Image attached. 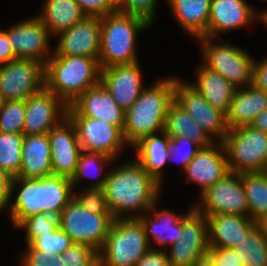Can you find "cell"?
<instances>
[{
  "label": "cell",
  "instance_id": "32",
  "mask_svg": "<svg viewBox=\"0 0 267 266\" xmlns=\"http://www.w3.org/2000/svg\"><path fill=\"white\" fill-rule=\"evenodd\" d=\"M249 205V217L259 222L267 215V171L240 174Z\"/></svg>",
  "mask_w": 267,
  "mask_h": 266
},
{
  "label": "cell",
  "instance_id": "49",
  "mask_svg": "<svg viewBox=\"0 0 267 266\" xmlns=\"http://www.w3.org/2000/svg\"><path fill=\"white\" fill-rule=\"evenodd\" d=\"M16 58L9 43L7 33L3 29L0 30V67Z\"/></svg>",
  "mask_w": 267,
  "mask_h": 266
},
{
  "label": "cell",
  "instance_id": "4",
  "mask_svg": "<svg viewBox=\"0 0 267 266\" xmlns=\"http://www.w3.org/2000/svg\"><path fill=\"white\" fill-rule=\"evenodd\" d=\"M44 78L45 88L69 106L100 83L101 67L95 58L52 54L45 64Z\"/></svg>",
  "mask_w": 267,
  "mask_h": 266
},
{
  "label": "cell",
  "instance_id": "6",
  "mask_svg": "<svg viewBox=\"0 0 267 266\" xmlns=\"http://www.w3.org/2000/svg\"><path fill=\"white\" fill-rule=\"evenodd\" d=\"M150 249L139 219H114L98 252V265L135 266Z\"/></svg>",
  "mask_w": 267,
  "mask_h": 266
},
{
  "label": "cell",
  "instance_id": "42",
  "mask_svg": "<svg viewBox=\"0 0 267 266\" xmlns=\"http://www.w3.org/2000/svg\"><path fill=\"white\" fill-rule=\"evenodd\" d=\"M118 12L137 14L153 24L158 0H116Z\"/></svg>",
  "mask_w": 267,
  "mask_h": 266
},
{
  "label": "cell",
  "instance_id": "35",
  "mask_svg": "<svg viewBox=\"0 0 267 266\" xmlns=\"http://www.w3.org/2000/svg\"><path fill=\"white\" fill-rule=\"evenodd\" d=\"M23 133L0 132V168L17 177L21 169Z\"/></svg>",
  "mask_w": 267,
  "mask_h": 266
},
{
  "label": "cell",
  "instance_id": "27",
  "mask_svg": "<svg viewBox=\"0 0 267 266\" xmlns=\"http://www.w3.org/2000/svg\"><path fill=\"white\" fill-rule=\"evenodd\" d=\"M195 74V82L189 83L212 107L226 114L237 89L223 75L206 68L202 63Z\"/></svg>",
  "mask_w": 267,
  "mask_h": 266
},
{
  "label": "cell",
  "instance_id": "26",
  "mask_svg": "<svg viewBox=\"0 0 267 266\" xmlns=\"http://www.w3.org/2000/svg\"><path fill=\"white\" fill-rule=\"evenodd\" d=\"M267 108V93L253 84L235 91L226 113L229 129L248 126Z\"/></svg>",
  "mask_w": 267,
  "mask_h": 266
},
{
  "label": "cell",
  "instance_id": "3",
  "mask_svg": "<svg viewBox=\"0 0 267 266\" xmlns=\"http://www.w3.org/2000/svg\"><path fill=\"white\" fill-rule=\"evenodd\" d=\"M177 77L160 79L141 92L125 110L123 135L132 147L143 137L164 131L170 104L175 100Z\"/></svg>",
  "mask_w": 267,
  "mask_h": 266
},
{
  "label": "cell",
  "instance_id": "39",
  "mask_svg": "<svg viewBox=\"0 0 267 266\" xmlns=\"http://www.w3.org/2000/svg\"><path fill=\"white\" fill-rule=\"evenodd\" d=\"M98 251L86 244H73L60 255V266H98Z\"/></svg>",
  "mask_w": 267,
  "mask_h": 266
},
{
  "label": "cell",
  "instance_id": "53",
  "mask_svg": "<svg viewBox=\"0 0 267 266\" xmlns=\"http://www.w3.org/2000/svg\"><path fill=\"white\" fill-rule=\"evenodd\" d=\"M258 226L263 230L267 236V215L258 222Z\"/></svg>",
  "mask_w": 267,
  "mask_h": 266
},
{
  "label": "cell",
  "instance_id": "46",
  "mask_svg": "<svg viewBox=\"0 0 267 266\" xmlns=\"http://www.w3.org/2000/svg\"><path fill=\"white\" fill-rule=\"evenodd\" d=\"M13 176H11L7 171L0 168V212L4 211L6 208H10L12 196H11V186H12Z\"/></svg>",
  "mask_w": 267,
  "mask_h": 266
},
{
  "label": "cell",
  "instance_id": "2",
  "mask_svg": "<svg viewBox=\"0 0 267 266\" xmlns=\"http://www.w3.org/2000/svg\"><path fill=\"white\" fill-rule=\"evenodd\" d=\"M15 188L18 192L8 210L15 228L25 218L39 213H49L58 217L73 200L75 191L71 179L56 175L40 179L13 177L11 196Z\"/></svg>",
  "mask_w": 267,
  "mask_h": 266
},
{
  "label": "cell",
  "instance_id": "13",
  "mask_svg": "<svg viewBox=\"0 0 267 266\" xmlns=\"http://www.w3.org/2000/svg\"><path fill=\"white\" fill-rule=\"evenodd\" d=\"M175 101L215 142H223L229 132L226 114L212 107L189 81L175 80ZM215 136V137H214Z\"/></svg>",
  "mask_w": 267,
  "mask_h": 266
},
{
  "label": "cell",
  "instance_id": "23",
  "mask_svg": "<svg viewBox=\"0 0 267 266\" xmlns=\"http://www.w3.org/2000/svg\"><path fill=\"white\" fill-rule=\"evenodd\" d=\"M206 218L209 247L233 249L258 226L252 218L235 214H211Z\"/></svg>",
  "mask_w": 267,
  "mask_h": 266
},
{
  "label": "cell",
  "instance_id": "21",
  "mask_svg": "<svg viewBox=\"0 0 267 266\" xmlns=\"http://www.w3.org/2000/svg\"><path fill=\"white\" fill-rule=\"evenodd\" d=\"M188 182H195L202 194L211 185L218 182L230 171L224 144L215 142L209 147L201 148L183 171Z\"/></svg>",
  "mask_w": 267,
  "mask_h": 266
},
{
  "label": "cell",
  "instance_id": "37",
  "mask_svg": "<svg viewBox=\"0 0 267 266\" xmlns=\"http://www.w3.org/2000/svg\"><path fill=\"white\" fill-rule=\"evenodd\" d=\"M74 244L71 237L60 228L50 233L38 234L28 245L37 251H46L48 254L61 255Z\"/></svg>",
  "mask_w": 267,
  "mask_h": 266
},
{
  "label": "cell",
  "instance_id": "50",
  "mask_svg": "<svg viewBox=\"0 0 267 266\" xmlns=\"http://www.w3.org/2000/svg\"><path fill=\"white\" fill-rule=\"evenodd\" d=\"M257 130L267 133V108L259 113L251 124Z\"/></svg>",
  "mask_w": 267,
  "mask_h": 266
},
{
  "label": "cell",
  "instance_id": "51",
  "mask_svg": "<svg viewBox=\"0 0 267 266\" xmlns=\"http://www.w3.org/2000/svg\"><path fill=\"white\" fill-rule=\"evenodd\" d=\"M195 266H216V264L209 256H206L201 259Z\"/></svg>",
  "mask_w": 267,
  "mask_h": 266
},
{
  "label": "cell",
  "instance_id": "41",
  "mask_svg": "<svg viewBox=\"0 0 267 266\" xmlns=\"http://www.w3.org/2000/svg\"><path fill=\"white\" fill-rule=\"evenodd\" d=\"M168 149V161L176 160L181 165V170H185L201 147L186 137H170Z\"/></svg>",
  "mask_w": 267,
  "mask_h": 266
},
{
  "label": "cell",
  "instance_id": "8",
  "mask_svg": "<svg viewBox=\"0 0 267 266\" xmlns=\"http://www.w3.org/2000/svg\"><path fill=\"white\" fill-rule=\"evenodd\" d=\"M203 65L223 75L236 89L252 85L255 59L235 45L216 43L214 38L200 37Z\"/></svg>",
  "mask_w": 267,
  "mask_h": 266
},
{
  "label": "cell",
  "instance_id": "40",
  "mask_svg": "<svg viewBox=\"0 0 267 266\" xmlns=\"http://www.w3.org/2000/svg\"><path fill=\"white\" fill-rule=\"evenodd\" d=\"M81 192V193H80ZM79 193L73 192V199L89 213L112 214L105 197L104 187L87 188Z\"/></svg>",
  "mask_w": 267,
  "mask_h": 266
},
{
  "label": "cell",
  "instance_id": "36",
  "mask_svg": "<svg viewBox=\"0 0 267 266\" xmlns=\"http://www.w3.org/2000/svg\"><path fill=\"white\" fill-rule=\"evenodd\" d=\"M25 101H4L0 111V132L23 133Z\"/></svg>",
  "mask_w": 267,
  "mask_h": 266
},
{
  "label": "cell",
  "instance_id": "38",
  "mask_svg": "<svg viewBox=\"0 0 267 266\" xmlns=\"http://www.w3.org/2000/svg\"><path fill=\"white\" fill-rule=\"evenodd\" d=\"M16 228L25 230V241L28 245L38 234L57 230L59 228V218L43 212L25 218Z\"/></svg>",
  "mask_w": 267,
  "mask_h": 266
},
{
  "label": "cell",
  "instance_id": "54",
  "mask_svg": "<svg viewBox=\"0 0 267 266\" xmlns=\"http://www.w3.org/2000/svg\"><path fill=\"white\" fill-rule=\"evenodd\" d=\"M3 100H2V97H1V95H0V111H1V109H2V105H3Z\"/></svg>",
  "mask_w": 267,
  "mask_h": 266
},
{
  "label": "cell",
  "instance_id": "16",
  "mask_svg": "<svg viewBox=\"0 0 267 266\" xmlns=\"http://www.w3.org/2000/svg\"><path fill=\"white\" fill-rule=\"evenodd\" d=\"M56 37L58 42L53 49V54L84 56L98 60L101 45V17L85 16L69 30L61 32Z\"/></svg>",
  "mask_w": 267,
  "mask_h": 266
},
{
  "label": "cell",
  "instance_id": "22",
  "mask_svg": "<svg viewBox=\"0 0 267 266\" xmlns=\"http://www.w3.org/2000/svg\"><path fill=\"white\" fill-rule=\"evenodd\" d=\"M258 21V12L246 0H212L207 32L203 37H220Z\"/></svg>",
  "mask_w": 267,
  "mask_h": 266
},
{
  "label": "cell",
  "instance_id": "1",
  "mask_svg": "<svg viewBox=\"0 0 267 266\" xmlns=\"http://www.w3.org/2000/svg\"><path fill=\"white\" fill-rule=\"evenodd\" d=\"M162 189L136 160L110 169L104 185L114 219H139L158 203Z\"/></svg>",
  "mask_w": 267,
  "mask_h": 266
},
{
  "label": "cell",
  "instance_id": "47",
  "mask_svg": "<svg viewBox=\"0 0 267 266\" xmlns=\"http://www.w3.org/2000/svg\"><path fill=\"white\" fill-rule=\"evenodd\" d=\"M135 266H171L166 251L150 249Z\"/></svg>",
  "mask_w": 267,
  "mask_h": 266
},
{
  "label": "cell",
  "instance_id": "24",
  "mask_svg": "<svg viewBox=\"0 0 267 266\" xmlns=\"http://www.w3.org/2000/svg\"><path fill=\"white\" fill-rule=\"evenodd\" d=\"M158 203L153 205L148 212L144 213L139 220L142 222L149 242V246L153 250L167 251V245L177 243L182 237V217L184 215H177L174 211L163 209L156 210ZM148 214V215H147ZM151 214V215H149ZM154 241L155 247L151 244Z\"/></svg>",
  "mask_w": 267,
  "mask_h": 266
},
{
  "label": "cell",
  "instance_id": "9",
  "mask_svg": "<svg viewBox=\"0 0 267 266\" xmlns=\"http://www.w3.org/2000/svg\"><path fill=\"white\" fill-rule=\"evenodd\" d=\"M59 228L67 233L75 244H86L98 252L104 245L114 220L112 214L89 213L74 199L62 210Z\"/></svg>",
  "mask_w": 267,
  "mask_h": 266
},
{
  "label": "cell",
  "instance_id": "45",
  "mask_svg": "<svg viewBox=\"0 0 267 266\" xmlns=\"http://www.w3.org/2000/svg\"><path fill=\"white\" fill-rule=\"evenodd\" d=\"M208 256L216 266H243L242 261L234 249L209 247Z\"/></svg>",
  "mask_w": 267,
  "mask_h": 266
},
{
  "label": "cell",
  "instance_id": "19",
  "mask_svg": "<svg viewBox=\"0 0 267 266\" xmlns=\"http://www.w3.org/2000/svg\"><path fill=\"white\" fill-rule=\"evenodd\" d=\"M125 110L101 83L87 89L67 108V117H89L124 129Z\"/></svg>",
  "mask_w": 267,
  "mask_h": 266
},
{
  "label": "cell",
  "instance_id": "18",
  "mask_svg": "<svg viewBox=\"0 0 267 266\" xmlns=\"http://www.w3.org/2000/svg\"><path fill=\"white\" fill-rule=\"evenodd\" d=\"M51 149L52 175L71 179L77 168L82 149L76 129L66 117L48 132Z\"/></svg>",
  "mask_w": 267,
  "mask_h": 266
},
{
  "label": "cell",
  "instance_id": "34",
  "mask_svg": "<svg viewBox=\"0 0 267 266\" xmlns=\"http://www.w3.org/2000/svg\"><path fill=\"white\" fill-rule=\"evenodd\" d=\"M233 249L243 266H267V236L259 226Z\"/></svg>",
  "mask_w": 267,
  "mask_h": 266
},
{
  "label": "cell",
  "instance_id": "7",
  "mask_svg": "<svg viewBox=\"0 0 267 266\" xmlns=\"http://www.w3.org/2000/svg\"><path fill=\"white\" fill-rule=\"evenodd\" d=\"M228 168L236 174L267 171V133L251 125L229 129L224 141Z\"/></svg>",
  "mask_w": 267,
  "mask_h": 266
},
{
  "label": "cell",
  "instance_id": "44",
  "mask_svg": "<svg viewBox=\"0 0 267 266\" xmlns=\"http://www.w3.org/2000/svg\"><path fill=\"white\" fill-rule=\"evenodd\" d=\"M86 16L103 17L118 11L116 0H75Z\"/></svg>",
  "mask_w": 267,
  "mask_h": 266
},
{
  "label": "cell",
  "instance_id": "25",
  "mask_svg": "<svg viewBox=\"0 0 267 266\" xmlns=\"http://www.w3.org/2000/svg\"><path fill=\"white\" fill-rule=\"evenodd\" d=\"M21 157V169L17 177L40 179L52 175L48 134L25 135Z\"/></svg>",
  "mask_w": 267,
  "mask_h": 266
},
{
  "label": "cell",
  "instance_id": "14",
  "mask_svg": "<svg viewBox=\"0 0 267 266\" xmlns=\"http://www.w3.org/2000/svg\"><path fill=\"white\" fill-rule=\"evenodd\" d=\"M4 31L17 58L33 59L45 65L53 54L49 44L52 36L37 16L12 24Z\"/></svg>",
  "mask_w": 267,
  "mask_h": 266
},
{
  "label": "cell",
  "instance_id": "28",
  "mask_svg": "<svg viewBox=\"0 0 267 266\" xmlns=\"http://www.w3.org/2000/svg\"><path fill=\"white\" fill-rule=\"evenodd\" d=\"M157 134L143 137L133 147L136 150L135 160L161 185L163 169L169 162L170 137L164 131L160 132L161 137Z\"/></svg>",
  "mask_w": 267,
  "mask_h": 266
},
{
  "label": "cell",
  "instance_id": "20",
  "mask_svg": "<svg viewBox=\"0 0 267 266\" xmlns=\"http://www.w3.org/2000/svg\"><path fill=\"white\" fill-rule=\"evenodd\" d=\"M139 64L134 62L101 69L100 83L124 110L130 108L146 88L142 83V70Z\"/></svg>",
  "mask_w": 267,
  "mask_h": 266
},
{
  "label": "cell",
  "instance_id": "48",
  "mask_svg": "<svg viewBox=\"0 0 267 266\" xmlns=\"http://www.w3.org/2000/svg\"><path fill=\"white\" fill-rule=\"evenodd\" d=\"M252 84L267 93V56L254 62Z\"/></svg>",
  "mask_w": 267,
  "mask_h": 266
},
{
  "label": "cell",
  "instance_id": "31",
  "mask_svg": "<svg viewBox=\"0 0 267 266\" xmlns=\"http://www.w3.org/2000/svg\"><path fill=\"white\" fill-rule=\"evenodd\" d=\"M164 132L169 137H186L201 148L209 147L213 141L203 128L175 100L168 109Z\"/></svg>",
  "mask_w": 267,
  "mask_h": 266
},
{
  "label": "cell",
  "instance_id": "15",
  "mask_svg": "<svg viewBox=\"0 0 267 266\" xmlns=\"http://www.w3.org/2000/svg\"><path fill=\"white\" fill-rule=\"evenodd\" d=\"M68 118L74 124L80 147L84 151L102 153L116 160L126 146L123 131L117 126L89 117Z\"/></svg>",
  "mask_w": 267,
  "mask_h": 266
},
{
  "label": "cell",
  "instance_id": "30",
  "mask_svg": "<svg viewBox=\"0 0 267 266\" xmlns=\"http://www.w3.org/2000/svg\"><path fill=\"white\" fill-rule=\"evenodd\" d=\"M85 16L75 0H45L42 13L37 17L54 37L69 30Z\"/></svg>",
  "mask_w": 267,
  "mask_h": 266
},
{
  "label": "cell",
  "instance_id": "33",
  "mask_svg": "<svg viewBox=\"0 0 267 266\" xmlns=\"http://www.w3.org/2000/svg\"><path fill=\"white\" fill-rule=\"evenodd\" d=\"M111 161L114 162L115 160L102 153H94L82 150L79 156L76 172L71 178L73 188L75 189L78 187V183L80 184V182H82L85 177L87 178V176L88 178H97L92 185L89 184L88 188L104 187L108 172L106 171V174H103L104 176L101 174L105 170V166L111 164Z\"/></svg>",
  "mask_w": 267,
  "mask_h": 266
},
{
  "label": "cell",
  "instance_id": "52",
  "mask_svg": "<svg viewBox=\"0 0 267 266\" xmlns=\"http://www.w3.org/2000/svg\"><path fill=\"white\" fill-rule=\"evenodd\" d=\"M258 21H262L267 27V8L258 12Z\"/></svg>",
  "mask_w": 267,
  "mask_h": 266
},
{
  "label": "cell",
  "instance_id": "11",
  "mask_svg": "<svg viewBox=\"0 0 267 266\" xmlns=\"http://www.w3.org/2000/svg\"><path fill=\"white\" fill-rule=\"evenodd\" d=\"M208 221L193 206L182 217V237L170 246L167 258L171 266H195L208 256Z\"/></svg>",
  "mask_w": 267,
  "mask_h": 266
},
{
  "label": "cell",
  "instance_id": "5",
  "mask_svg": "<svg viewBox=\"0 0 267 266\" xmlns=\"http://www.w3.org/2000/svg\"><path fill=\"white\" fill-rule=\"evenodd\" d=\"M152 24L137 14L115 12L101 17V69L138 62L136 37Z\"/></svg>",
  "mask_w": 267,
  "mask_h": 266
},
{
  "label": "cell",
  "instance_id": "43",
  "mask_svg": "<svg viewBox=\"0 0 267 266\" xmlns=\"http://www.w3.org/2000/svg\"><path fill=\"white\" fill-rule=\"evenodd\" d=\"M20 258V266H60V255L48 254L46 251H37L26 246Z\"/></svg>",
  "mask_w": 267,
  "mask_h": 266
},
{
  "label": "cell",
  "instance_id": "12",
  "mask_svg": "<svg viewBox=\"0 0 267 266\" xmlns=\"http://www.w3.org/2000/svg\"><path fill=\"white\" fill-rule=\"evenodd\" d=\"M201 202L193 207L209 216L211 214H235L249 217V205L240 174L229 172L201 194Z\"/></svg>",
  "mask_w": 267,
  "mask_h": 266
},
{
  "label": "cell",
  "instance_id": "29",
  "mask_svg": "<svg viewBox=\"0 0 267 266\" xmlns=\"http://www.w3.org/2000/svg\"><path fill=\"white\" fill-rule=\"evenodd\" d=\"M182 30L198 39L208 28L212 0H167Z\"/></svg>",
  "mask_w": 267,
  "mask_h": 266
},
{
  "label": "cell",
  "instance_id": "17",
  "mask_svg": "<svg viewBox=\"0 0 267 266\" xmlns=\"http://www.w3.org/2000/svg\"><path fill=\"white\" fill-rule=\"evenodd\" d=\"M68 106L45 87L25 101L24 135H41L67 117Z\"/></svg>",
  "mask_w": 267,
  "mask_h": 266
},
{
  "label": "cell",
  "instance_id": "10",
  "mask_svg": "<svg viewBox=\"0 0 267 266\" xmlns=\"http://www.w3.org/2000/svg\"><path fill=\"white\" fill-rule=\"evenodd\" d=\"M45 65L33 59L16 58L0 67L3 101H26L45 87Z\"/></svg>",
  "mask_w": 267,
  "mask_h": 266
}]
</instances>
